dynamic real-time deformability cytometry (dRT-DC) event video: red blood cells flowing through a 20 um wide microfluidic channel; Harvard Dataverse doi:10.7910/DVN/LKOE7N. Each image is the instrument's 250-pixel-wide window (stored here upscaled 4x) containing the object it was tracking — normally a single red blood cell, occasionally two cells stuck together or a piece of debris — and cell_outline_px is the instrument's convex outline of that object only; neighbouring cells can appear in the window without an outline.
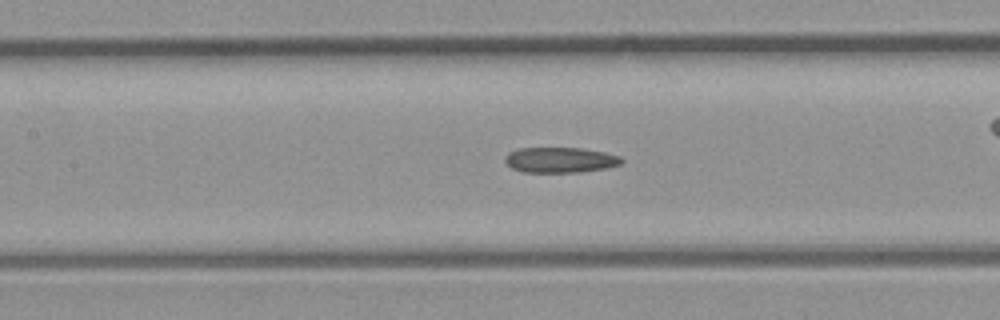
{"species": "common noctule bat (a hibernating species)", "species_latin": "Nyctalus noctula", "temperature_condition": "room temperature", "stored_images_in_passage": 23, "camera_frame_rate_fps": 3000, "um_per_image_px": 0.085, "animal": {"sex": "male", "body_mass_g": 23.1, "forearm_length_mm": 52.7}, "frame": {"image": 1, "passage_image": 7, "time_ms": 2.0, "image_size_px": [1000, 320], "cell_outline_px": [[624, 160], [620, 164], [604, 168], [580, 172], [524, 172], [512, 168], [504, 160], [504, 156], [508, 152], [520, 148], [584, 148], [604, 152], [620, 156]], "centroid_in_image_um": [47.6, 13.59], "position_along_channel_um": 159.8, "area_um2": 17.22}}
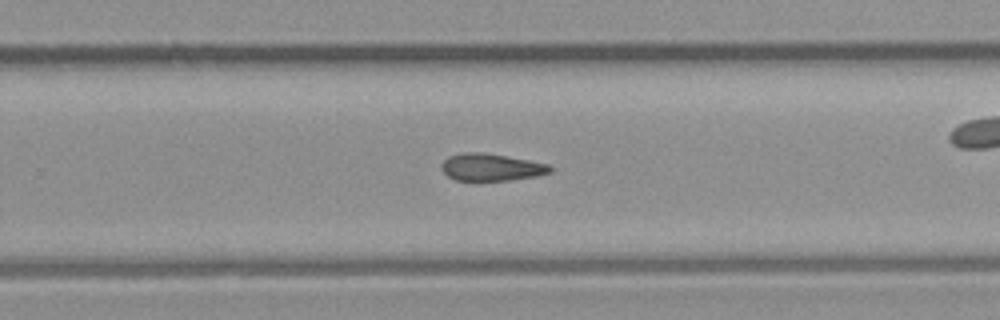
{"frame": {"image": 2, "passage_image": 14, "time_ms": 4.333, "image_size_px": [1000, 320], "cell_outline_px": [[552, 172], [536, 176], [512, 180], [476, 184], [456, 180], [448, 176], [440, 168], [440, 164], [448, 156], [468, 152], [480, 152], [528, 160], [548, 164], [552, 168]], "centroid_in_image_um": [41.7, 14.27], "position_along_channel_um": 288.1, "area_um2": 17.86}}